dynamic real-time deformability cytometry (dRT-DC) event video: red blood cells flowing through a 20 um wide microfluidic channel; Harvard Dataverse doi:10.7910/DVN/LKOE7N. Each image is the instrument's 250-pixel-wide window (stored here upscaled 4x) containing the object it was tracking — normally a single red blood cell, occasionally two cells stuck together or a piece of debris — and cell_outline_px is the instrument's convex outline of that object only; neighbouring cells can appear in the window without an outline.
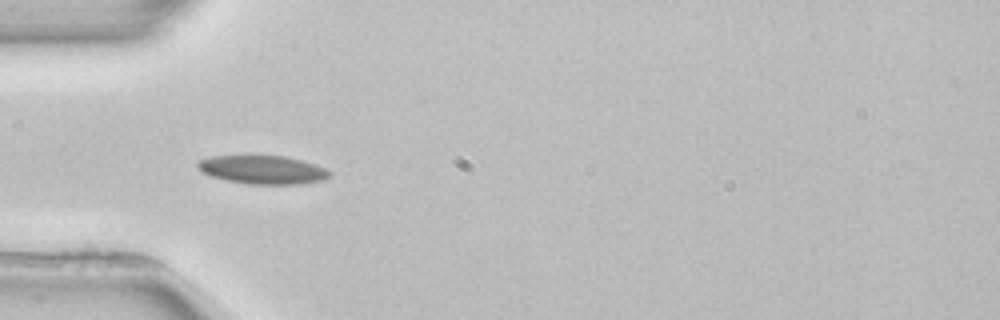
{"species": "common noctule bat (a hibernating species)", "species_latin": "Nyctalus noctula", "temperature_condition": "room temperature", "stored_images_in_passage": 5, "camera_frame_rate_fps": 3000, "um_per_image_px": 0.085, "animal": {"sex": "female", "body_mass_g": 22.7, "forearm_length_mm": 54.2}, "frame": {"image": 1, "passage_image": 4, "time_ms": 5.333, "image_size_px": [1000, 320], "cell_outline_px": [[332, 176], [324, 180], [300, 184], [248, 184], [224, 180], [212, 176], [204, 172], [196, 164], [200, 160], [212, 156], [284, 156], [316, 164], [332, 172]], "centroid_in_image_um": [22.39, 14.44], "position_along_channel_um": 62.6, "area_um2": 21.79}}